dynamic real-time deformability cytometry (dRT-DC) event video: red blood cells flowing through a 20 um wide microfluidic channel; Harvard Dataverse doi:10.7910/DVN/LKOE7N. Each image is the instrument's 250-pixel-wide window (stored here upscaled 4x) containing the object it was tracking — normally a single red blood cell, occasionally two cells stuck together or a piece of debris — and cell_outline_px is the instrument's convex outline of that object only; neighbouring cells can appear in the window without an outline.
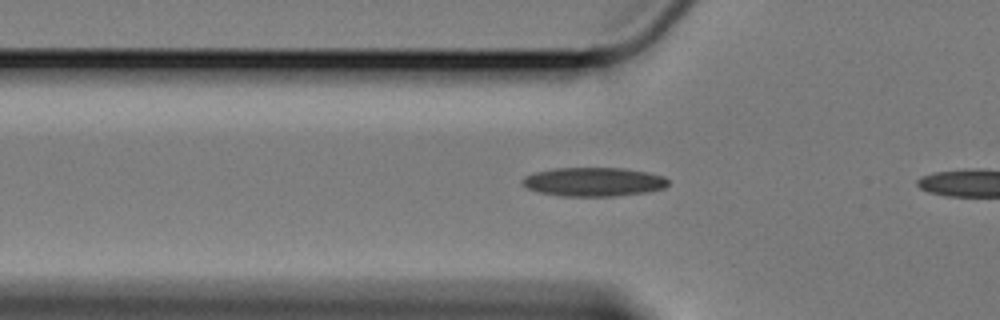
{"species": "Egyptian fruit bat (a non-hibernating species)", "species_latin": "Rousettus aegyptiacus", "temperature_condition": "cold", "stored_images_in_passage": 15, "camera_frame_rate_fps": 3000, "um_per_image_px": 0.085, "animal": {"sex": "female"}, "frame": {"image": 1, "passage_image": 13, "time_ms": 4.0, "image_size_px": [1000, 320], "cell_outline_px": [[668, 184], [664, 188], [644, 192], [612, 196], [560, 196], [540, 192], [528, 188], [520, 180], [524, 176], [536, 172], [556, 168], [624, 168], [648, 172], [664, 176], [668, 180]], "centroid_in_image_um": [50.46, 15.45], "position_along_channel_um": 75.3, "area_um2": 24.39}}